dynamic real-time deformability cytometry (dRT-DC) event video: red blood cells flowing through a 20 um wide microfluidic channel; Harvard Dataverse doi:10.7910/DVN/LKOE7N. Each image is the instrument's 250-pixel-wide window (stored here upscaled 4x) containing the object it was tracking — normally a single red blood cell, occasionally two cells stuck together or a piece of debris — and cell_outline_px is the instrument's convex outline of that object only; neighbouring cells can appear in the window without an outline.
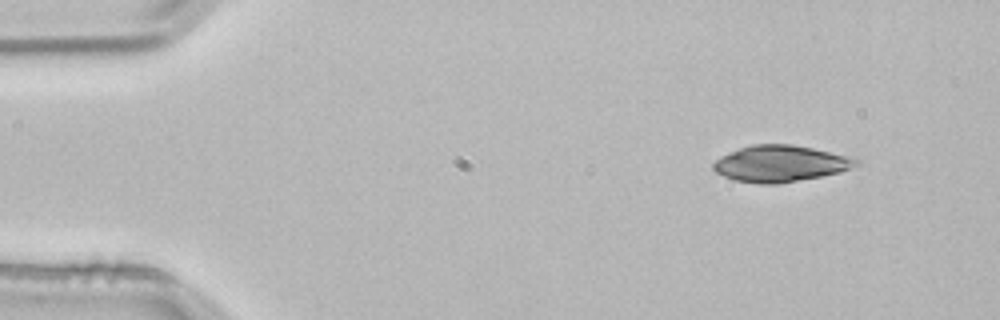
{"species": "common noctule bat (a hibernating species)", "species_latin": "Nyctalus noctula", "temperature_condition": "room temperature", "stored_images_in_passage": 2, "camera_frame_rate_fps": 3000, "um_per_image_px": 0.085, "animal": {"sex": "male", "body_mass_g": 21.5, "forearm_length_mm": 52.0}, "frame": {"image": 1, "passage_image": 1, "time_ms": 0.0, "image_size_px": [1000, 320], "cell_outline_px": [[860, 164], [840, 172], [820, 176], [776, 184], [760, 184], [736, 180], [724, 176], [716, 172], [712, 168], [712, 164], [716, 160], [740, 148], [752, 144], [792, 144], [856, 156], [860, 160]], "centroid_in_image_um": [66.41, 13.89], "position_along_channel_um": 18.6, "area_um2": 30.29}}